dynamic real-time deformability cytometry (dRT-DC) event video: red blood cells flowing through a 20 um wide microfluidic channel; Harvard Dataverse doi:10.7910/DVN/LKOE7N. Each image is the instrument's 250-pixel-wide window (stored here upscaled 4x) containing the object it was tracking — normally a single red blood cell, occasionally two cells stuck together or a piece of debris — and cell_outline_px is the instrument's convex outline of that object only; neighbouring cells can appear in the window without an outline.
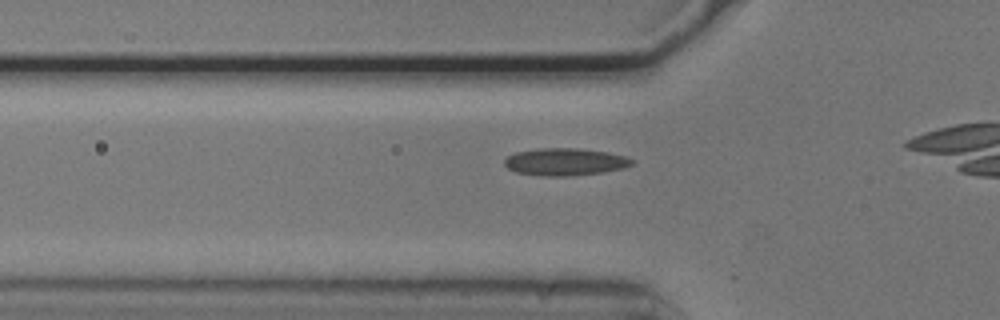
{"species": "common noctule bat (a hibernating species)", "species_latin": "Nyctalus noctula", "temperature_condition": "cold", "stored_images_in_passage": 38, "camera_frame_rate_fps": 3000, "um_per_image_px": 0.085, "animal": {"sex": "male", "body_mass_g": 20.5, "forearm_length_mm": 52.5}, "frame": {"image": 1, "passage_image": 12, "time_ms": 3.667, "image_size_px": [1000, 320], "cell_outline_px": [[636, 160], [632, 164], [624, 168], [604, 172], [568, 176], [548, 176], [516, 172], [508, 168], [504, 164], [504, 160], [508, 156], [516, 152], [540, 148], [576, 148], [608, 152], [624, 156]], "centroid_in_image_um": [48.05, 13.75], "position_along_channel_um": 77.7, "area_um2": 20.23}}
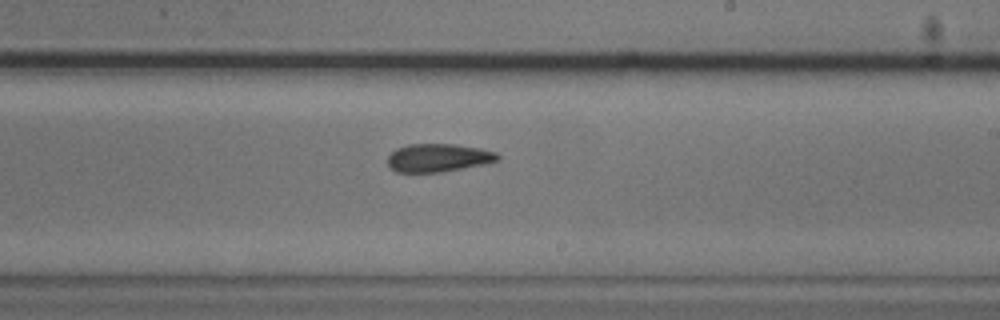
{"frame": {"image": 2, "passage_image": 26, "time_ms": 8.333, "image_size_px": [1000, 320], "cell_outline_px": [[500, 160], [484, 164], [440, 172], [396, 172], [388, 164], [388, 156], [396, 148], [408, 144], [456, 144], [480, 148], [496, 152], [500, 156]], "centroid_in_image_um": [37.27, 13.4], "position_along_channel_um": 251.7, "area_um2": 18.03}}
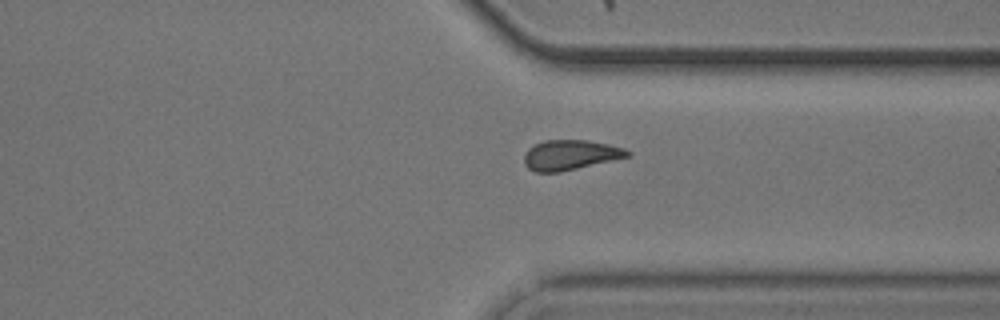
{"frame": {"image": 3, "passage_image": 35, "time_ms": 11.333, "image_size_px": [1000, 320], "cell_outline_px": [[632, 156], [560, 172], [536, 172], [528, 168], [524, 164], [524, 156], [528, 148], [544, 140], [588, 140], [608, 144], [624, 148], [632, 152]], "centroid_in_image_um": [48.5, 13.17], "position_along_channel_um": 362.9, "area_um2": 18.15}}